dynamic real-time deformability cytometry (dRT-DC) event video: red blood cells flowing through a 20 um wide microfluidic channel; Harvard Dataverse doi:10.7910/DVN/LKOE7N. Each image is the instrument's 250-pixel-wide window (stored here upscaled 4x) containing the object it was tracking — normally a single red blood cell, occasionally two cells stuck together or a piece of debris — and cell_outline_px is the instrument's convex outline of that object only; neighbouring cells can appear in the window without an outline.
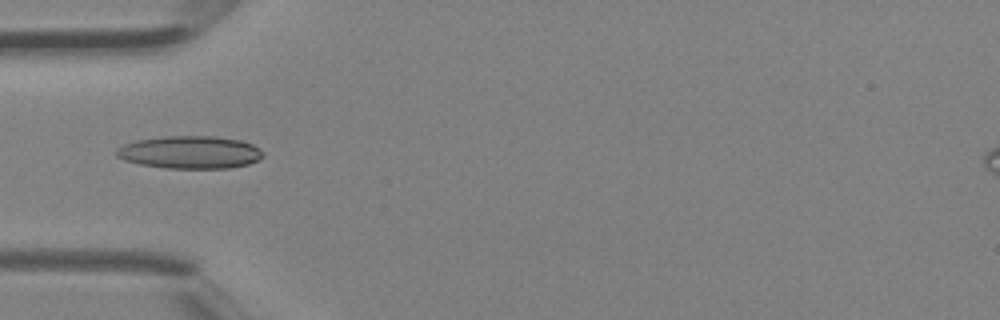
{"species": "Egyptian fruit bat (a non-hibernating species)", "species_latin": "Rousettus aegyptiacus", "temperature_condition": "room temperature", "stored_images_in_passage": 3, "camera_frame_rate_fps": 3000, "um_per_image_px": 0.085, "animal": {"sex": "female"}, "frame": {"image": 1, "passage_image": 3, "time_ms": 0.667, "image_size_px": [1000, 320], "cell_outline_px": [[264, 156], [248, 164], [228, 168], [164, 168], [140, 164], [124, 160], [116, 156], [116, 148], [124, 144], [136, 140], [164, 136], [216, 136], [240, 140], [252, 144], [264, 152]], "centroid_in_image_um": [16.13, 12.94], "position_along_channel_um": 68.9, "area_um2": 27.98}}